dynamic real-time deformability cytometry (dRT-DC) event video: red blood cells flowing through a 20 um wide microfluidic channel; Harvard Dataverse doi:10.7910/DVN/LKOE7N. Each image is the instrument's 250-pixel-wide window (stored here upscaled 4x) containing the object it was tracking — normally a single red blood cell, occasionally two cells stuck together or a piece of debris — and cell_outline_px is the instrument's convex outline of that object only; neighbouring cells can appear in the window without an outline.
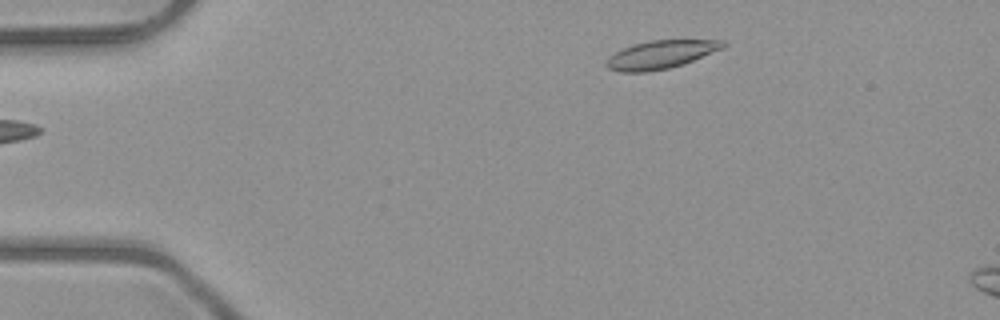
{"species": "common noctule bat (a hibernating species)", "species_latin": "Nyctalus noctula", "temperature_condition": "room temperature", "stored_images_in_passage": 6, "camera_frame_rate_fps": 3000, "um_per_image_px": 0.085, "animal": {"sex": "male", "body_mass_g": 23.1, "forearm_length_mm": 52.7}, "frame": {"image": 1, "passage_image": 1, "time_ms": 0.0, "image_size_px": [1000, 320], "cell_outline_px": [[728, 44], [724, 48], [684, 64], [668, 68], [648, 72], [620, 72], [608, 68], [604, 64], [608, 56], [632, 44], [648, 40], [724, 40]], "centroid_in_image_um": [56.17, 4.64], "position_along_channel_um": 28.8, "area_um2": 19.36}}